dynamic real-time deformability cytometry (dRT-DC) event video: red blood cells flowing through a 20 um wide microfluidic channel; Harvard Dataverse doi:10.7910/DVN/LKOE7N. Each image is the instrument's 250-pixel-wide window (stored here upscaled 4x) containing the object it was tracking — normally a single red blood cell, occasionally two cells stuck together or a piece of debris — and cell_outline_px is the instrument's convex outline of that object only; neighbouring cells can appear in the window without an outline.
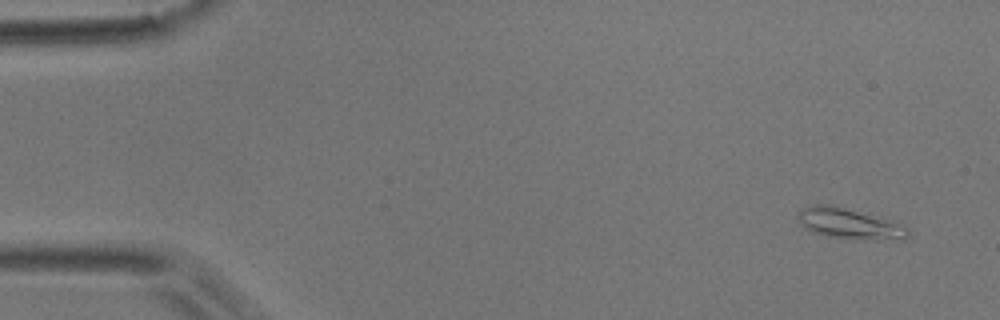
{"species": "common noctule bat (a hibernating species)", "species_latin": "Nyctalus noctula", "temperature_condition": "room temperature", "stored_images_in_passage": 8, "camera_frame_rate_fps": 3000, "um_per_image_px": 0.085, "animal": {"sex": "male", "body_mass_g": 17.9}, "frame": {"image": 1, "passage_image": 1, "time_ms": 0.0, "image_size_px": [1000, 320], "cell_outline_px": [[908, 236], [904, 240], [856, 240], [828, 236], [812, 232], [800, 224], [796, 220], [796, 216], [804, 208], [812, 204], [832, 204], [896, 220], [908, 228]], "centroid_in_image_um": [72.26, 19.01], "position_along_channel_um": 12.7, "area_um2": 20.4}}